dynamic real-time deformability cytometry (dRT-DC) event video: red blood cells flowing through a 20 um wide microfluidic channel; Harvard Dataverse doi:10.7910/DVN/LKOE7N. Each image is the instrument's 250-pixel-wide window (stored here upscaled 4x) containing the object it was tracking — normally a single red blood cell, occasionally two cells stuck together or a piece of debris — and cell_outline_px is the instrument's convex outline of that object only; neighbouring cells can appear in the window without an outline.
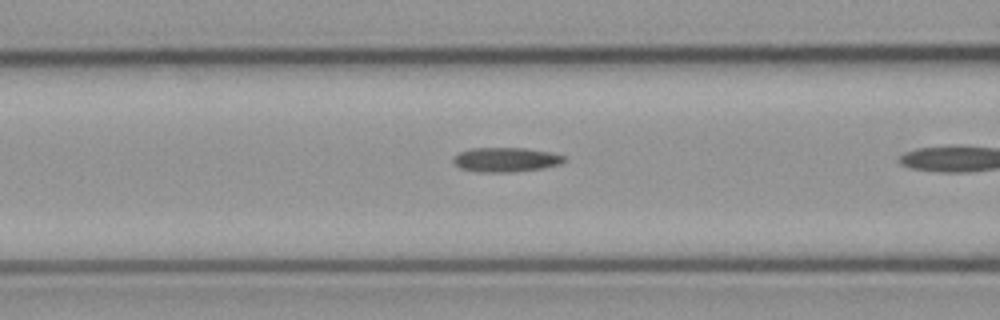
{"species": "common noctule bat (a hibernating species)", "species_latin": "Nyctalus noctula", "temperature_condition": "cold", "stored_images_in_passage": 8, "camera_frame_rate_fps": 3000, "um_per_image_px": 0.085, "animal": {"sex": "male", "body_mass_g": 23.1, "forearm_length_mm": 52.7}, "frame": {"image": 1, "passage_image": 7, "time_ms": 2.0, "image_size_px": [1000, 320], "cell_outline_px": [[568, 160], [560, 164], [540, 168], [508, 172], [476, 172], [460, 168], [452, 160], [460, 152], [472, 148], [524, 148], [548, 152], [564, 156]], "centroid_in_image_um": [42.99, 13.57], "position_along_channel_um": 123.6, "area_um2": 15.55}}